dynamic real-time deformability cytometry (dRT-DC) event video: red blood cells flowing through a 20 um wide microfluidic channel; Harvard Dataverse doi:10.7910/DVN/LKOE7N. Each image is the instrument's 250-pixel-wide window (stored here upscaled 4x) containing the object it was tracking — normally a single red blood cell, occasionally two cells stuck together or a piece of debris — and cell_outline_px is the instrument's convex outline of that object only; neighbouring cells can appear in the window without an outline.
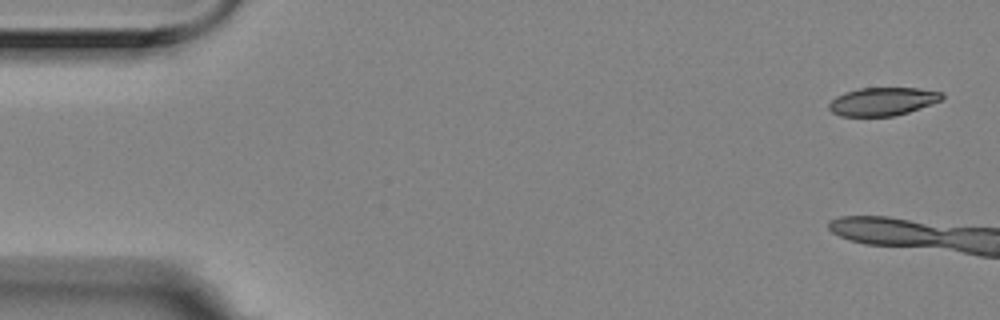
{"species": "Egyptian fruit bat (a non-hibernating species)", "species_latin": "Rousettus aegyptiacus", "temperature_condition": "room temperature", "stored_images_in_passage": 4, "camera_frame_rate_fps": 3000, "um_per_image_px": 0.085, "animal": {"sex": "female"}, "frame": {"image": 1, "passage_image": 1, "time_ms": 0.0, "image_size_px": [1000, 320], "cell_outline_px": [[944, 96], [940, 100], [908, 112], [892, 116], [840, 116], [832, 112], [828, 108], [828, 104], [836, 96], [844, 92], [860, 88], [920, 88], [944, 92]], "centroid_in_image_um": [75.0, 8.62], "position_along_channel_um": 10.0, "area_um2": 18.5}}